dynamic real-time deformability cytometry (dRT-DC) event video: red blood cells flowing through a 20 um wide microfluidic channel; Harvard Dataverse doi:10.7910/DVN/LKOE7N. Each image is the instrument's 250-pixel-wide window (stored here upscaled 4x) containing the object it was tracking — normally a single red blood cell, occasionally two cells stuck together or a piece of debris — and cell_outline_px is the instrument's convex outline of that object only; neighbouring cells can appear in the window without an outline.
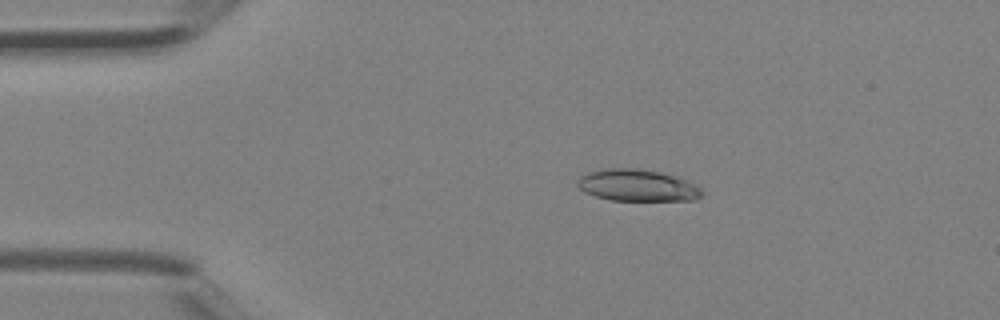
{"species": "Egyptian fruit bat (a non-hibernating species)", "species_latin": "Rousettus aegyptiacus", "temperature_condition": "room temperature", "stored_images_in_passage": 4, "camera_frame_rate_fps": 3000, "um_per_image_px": 0.085, "animal": {"sex": "female"}, "frame": {"image": 1, "passage_image": 3, "time_ms": 0.667, "image_size_px": [1000, 320], "cell_outline_px": [[704, 196], [696, 200], [608, 200], [584, 192], [576, 184], [576, 180], [580, 176], [588, 172], [600, 168], [636, 168], [660, 172], [696, 184], [704, 192]], "centroid_in_image_um": [54.15, 15.76], "position_along_channel_um": 30.8, "area_um2": 23.18}}